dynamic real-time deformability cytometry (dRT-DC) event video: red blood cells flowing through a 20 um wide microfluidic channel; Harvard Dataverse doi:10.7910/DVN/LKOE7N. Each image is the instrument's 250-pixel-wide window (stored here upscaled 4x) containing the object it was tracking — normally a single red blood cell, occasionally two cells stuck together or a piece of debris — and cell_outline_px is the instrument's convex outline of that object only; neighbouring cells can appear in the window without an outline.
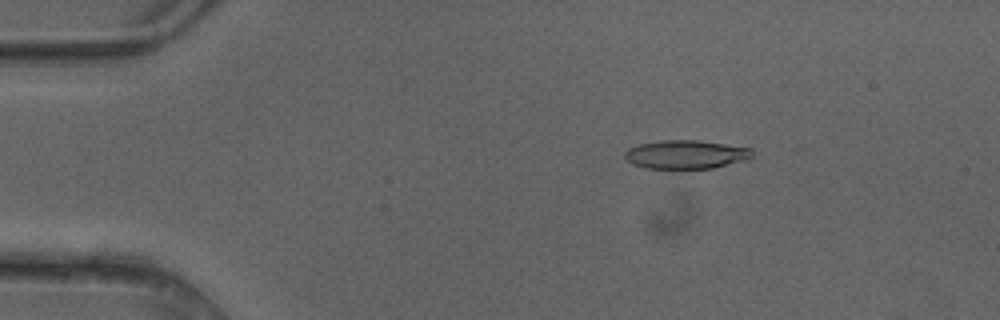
{"species": "common noctule bat (a hibernating species)", "species_latin": "Nyctalus noctula", "temperature_condition": "cold", "stored_images_in_passage": 17, "camera_frame_rate_fps": 3000, "um_per_image_px": 0.085, "animal": {"sex": "female"}, "frame": {"image": 1, "passage_image": 8, "time_ms": 2.333, "image_size_px": [1000, 320], "cell_outline_px": [[752, 156], [744, 160], [712, 168], [680, 172], [644, 168], [632, 164], [624, 156], [624, 152], [628, 148], [640, 144], [660, 140], [696, 140], [752, 148]], "centroid_in_image_um": [58.23, 13.18], "position_along_channel_um": 26.8, "area_um2": 22.02}}
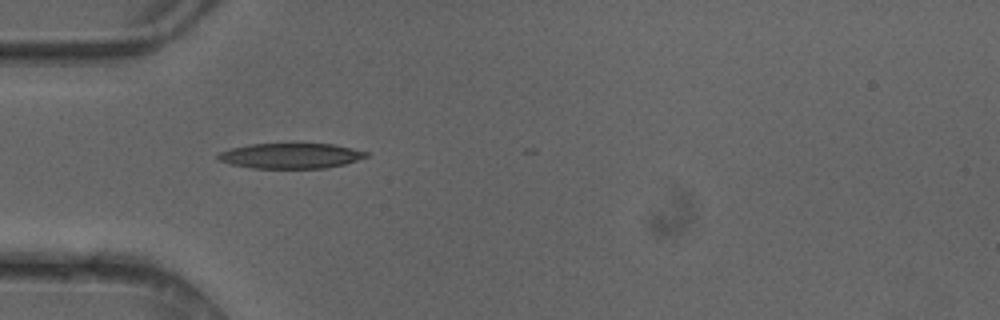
{"frame": {"image": 2, "passage_image": 15, "time_ms": 4.667, "image_size_px": [1000, 320], "cell_outline_px": [[368, 156], [344, 164], [328, 168], [252, 168], [228, 164], [216, 160], [216, 156], [220, 152], [232, 148], [248, 144], [332, 144], [352, 148], [368, 152]], "centroid_in_image_um": [24.66, 13.25], "position_along_channel_um": 60.3, "area_um2": 21.85}}